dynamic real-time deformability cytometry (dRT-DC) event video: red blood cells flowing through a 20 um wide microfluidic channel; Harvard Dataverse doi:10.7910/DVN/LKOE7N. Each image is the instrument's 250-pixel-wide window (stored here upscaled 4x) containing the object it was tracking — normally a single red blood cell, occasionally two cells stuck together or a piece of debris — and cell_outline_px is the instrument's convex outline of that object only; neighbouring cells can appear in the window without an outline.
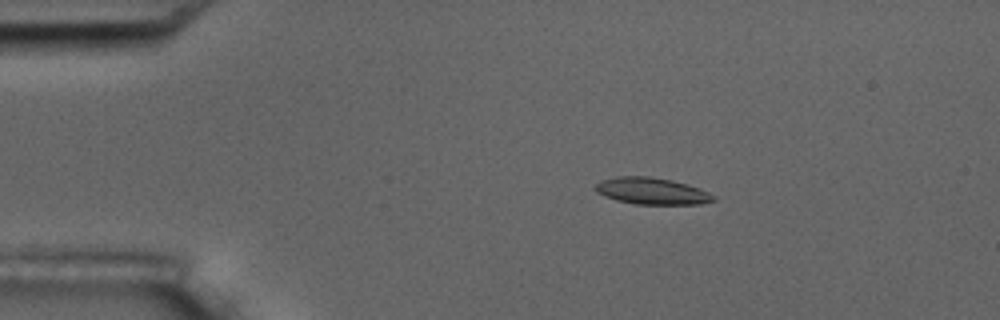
{"species": "common noctule bat (a hibernating species)", "species_latin": "Nyctalus noctula", "temperature_condition": "room temperature", "stored_images_in_passage": 9, "camera_frame_rate_fps": 3000, "um_per_image_px": 0.085, "animal": {"sex": "male", "body_mass_g": 17.5, "forearm_length_mm": 52.3}, "frame": {"image": 1, "passage_image": 4, "time_ms": 3.333, "image_size_px": [1000, 320], "cell_outline_px": [[716, 200], [700, 204], [636, 204], [616, 200], [604, 196], [596, 192], [596, 184], [600, 180], [616, 176], [648, 176], [672, 180], [688, 184], [700, 188], [716, 196]], "centroid_in_image_um": [55.41, 16.23], "position_along_channel_um": 29.6, "area_um2": 18.5}}
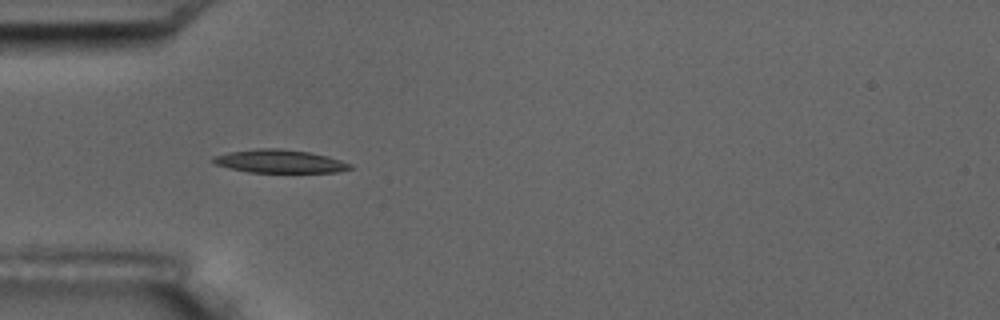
{"frame": {"image": 2, "passage_image": 6, "time_ms": 5.667, "image_size_px": [1000, 320], "cell_outline_px": [[352, 168], [336, 172], [248, 172], [212, 164], [208, 160], [212, 156], [228, 152], [256, 148], [280, 148], [308, 152], [328, 156], [352, 164]], "centroid_in_image_um": [23.68, 13.7], "position_along_channel_um": 61.3, "area_um2": 18.67}}
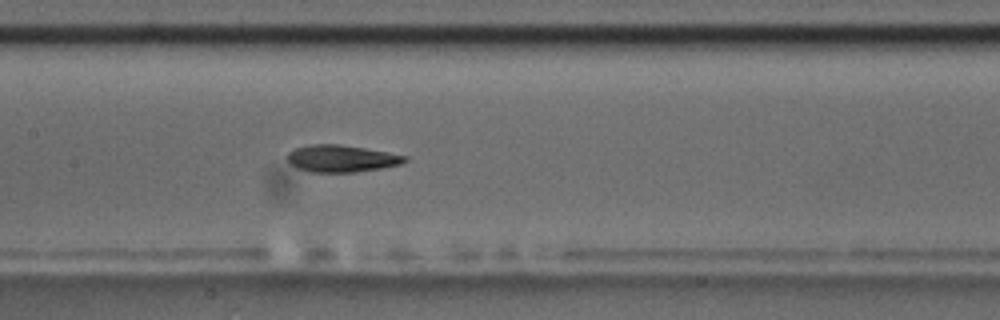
{"frame": {"image": 3, "passage_image": 9, "time_ms": 9.0, "image_size_px": [1000, 320], "cell_outline_px": [[408, 160], [400, 164], [380, 168], [356, 172], [312, 172], [300, 168], [292, 164], [288, 160], [288, 152], [296, 148], [308, 144], [340, 144], [364, 148], [408, 156]], "centroid_in_image_um": [29.04, 13.46], "position_along_channel_um": 178.4, "area_um2": 18.26}}